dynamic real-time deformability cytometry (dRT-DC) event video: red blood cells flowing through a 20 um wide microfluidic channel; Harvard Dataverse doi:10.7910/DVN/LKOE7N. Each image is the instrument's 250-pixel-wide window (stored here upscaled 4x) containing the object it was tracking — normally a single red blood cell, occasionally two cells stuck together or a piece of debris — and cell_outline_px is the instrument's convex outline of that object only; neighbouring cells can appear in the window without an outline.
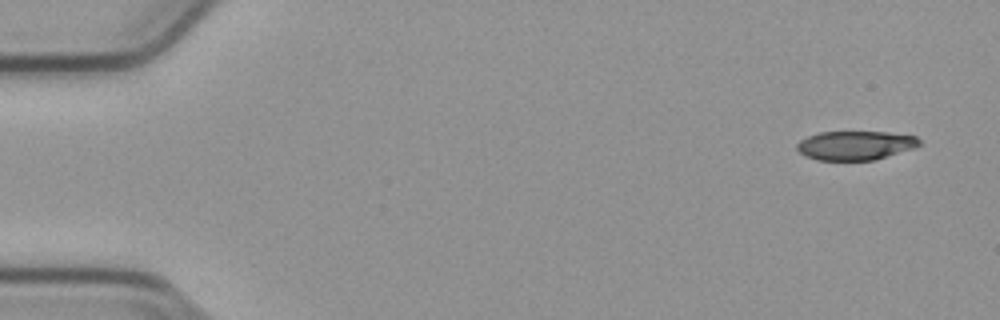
{"species": "common noctule bat (a hibernating species)", "species_latin": "Nyctalus noctula", "temperature_condition": "cold", "stored_images_in_passage": 8, "camera_frame_rate_fps": 3000, "um_per_image_px": 0.085, "animal": {"sex": "male", "body_mass_g": 23.1, "forearm_length_mm": 52.7}, "frame": {"image": 1, "passage_image": 1, "time_ms": 0.0, "image_size_px": [1000, 320], "cell_outline_px": [[920, 144], [912, 148], [876, 160], [816, 160], [804, 156], [796, 148], [796, 144], [800, 140], [808, 136], [820, 132], [888, 132], [916, 136], [920, 140]], "centroid_in_image_um": [72.67, 12.36], "position_along_channel_um": 12.3, "area_um2": 20.69}}